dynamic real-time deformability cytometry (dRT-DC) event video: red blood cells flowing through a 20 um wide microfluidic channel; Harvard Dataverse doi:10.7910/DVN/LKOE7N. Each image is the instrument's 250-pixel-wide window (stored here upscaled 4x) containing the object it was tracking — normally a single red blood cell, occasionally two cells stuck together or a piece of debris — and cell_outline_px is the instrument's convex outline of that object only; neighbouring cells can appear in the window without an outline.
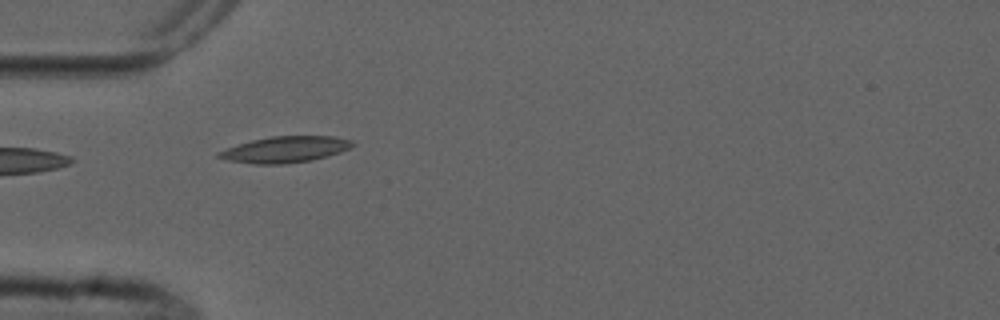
{"species": "common noctule bat (a hibernating species)", "species_latin": "Nyctalus noctula", "temperature_condition": "cold", "stored_images_in_passage": 9, "camera_frame_rate_fps": 3000, "um_per_image_px": 0.085, "animal": {"sex": "male", "forearm_length_mm": 52.5}, "frame": {"image": 1, "passage_image": 3, "time_ms": 2.333, "image_size_px": [1000, 320], "cell_outline_px": [[356, 144], [352, 148], [328, 156], [312, 160], [284, 164], [256, 164], [228, 160], [216, 156], [216, 152], [252, 140], [272, 136], [332, 136], [352, 140]], "centroid_in_image_um": [24.29, 12.7], "position_along_channel_um": 60.7, "area_um2": 20.35}}
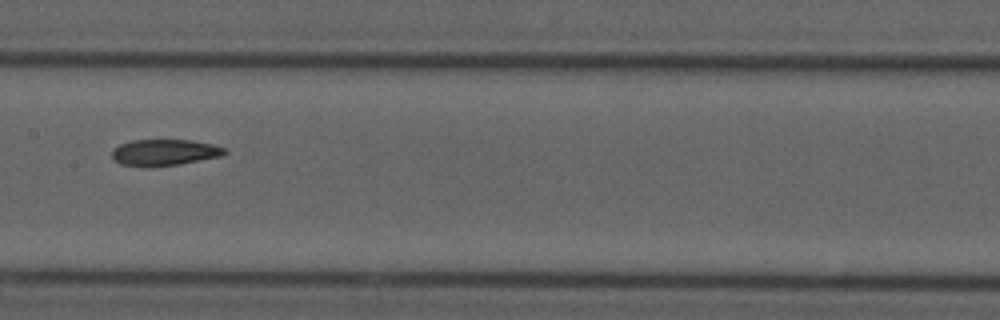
{"frame": {"image": 2, "passage_image": 6, "time_ms": 6.0, "image_size_px": [1000, 320], "cell_outline_px": [[228, 152], [220, 156], [180, 164], [120, 164], [112, 160], [112, 148], [120, 144], [132, 140], [192, 140], [212, 144], [228, 148]], "centroid_in_image_um": [14.01, 12.91], "position_along_channel_um": 193.4, "area_um2": 16.76}}
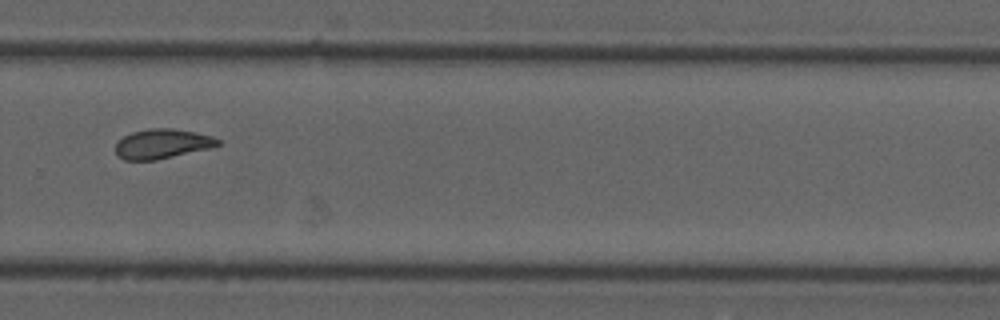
{"frame": {"image": 3, "passage_image": 9, "time_ms": 9.333, "image_size_px": [1000, 320], "cell_outline_px": [[220, 144], [216, 148], [156, 160], [124, 160], [116, 152], [116, 144], [124, 136], [132, 132], [152, 128], [172, 128], [196, 132], [212, 136], [220, 140]], "centroid_in_image_um": [13.87, 12.23], "position_along_channel_um": 315.9, "area_um2": 17.86}}